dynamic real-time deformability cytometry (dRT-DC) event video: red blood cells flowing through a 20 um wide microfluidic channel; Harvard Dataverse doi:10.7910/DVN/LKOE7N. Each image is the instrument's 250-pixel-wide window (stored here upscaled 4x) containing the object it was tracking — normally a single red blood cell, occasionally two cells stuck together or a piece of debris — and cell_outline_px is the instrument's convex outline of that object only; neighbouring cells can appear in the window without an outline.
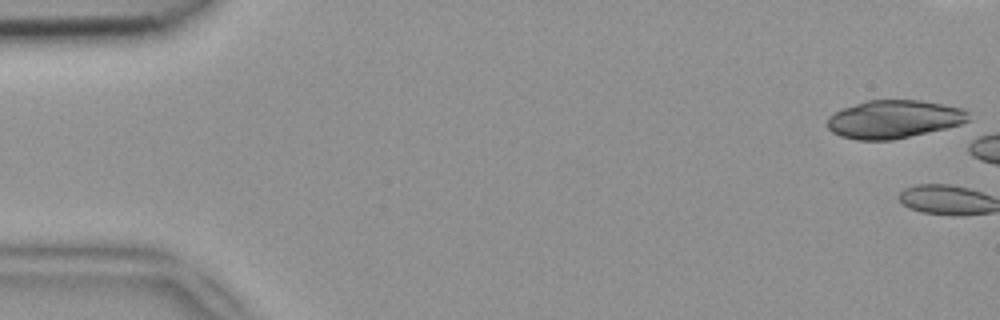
{"species": "common noctule bat (a hibernating species)", "species_latin": "Nyctalus noctula", "temperature_condition": "room temperature", "stored_images_in_passage": 2, "camera_frame_rate_fps": 3000, "um_per_image_px": 0.085, "animal": {"sex": "female", "body_mass_g": 18.4}, "frame": {"image": 1, "passage_image": 1, "time_ms": 0.0, "image_size_px": [1000, 320], "cell_outline_px": [[968, 120], [960, 124], [944, 128], [892, 140], [856, 140], [840, 136], [832, 132], [828, 128], [828, 116], [844, 108], [864, 100], [920, 100], [944, 104], [964, 108], [968, 112]], "centroid_in_image_um": [75.96, 10.12], "position_along_channel_um": 9.0, "area_um2": 31.21}}